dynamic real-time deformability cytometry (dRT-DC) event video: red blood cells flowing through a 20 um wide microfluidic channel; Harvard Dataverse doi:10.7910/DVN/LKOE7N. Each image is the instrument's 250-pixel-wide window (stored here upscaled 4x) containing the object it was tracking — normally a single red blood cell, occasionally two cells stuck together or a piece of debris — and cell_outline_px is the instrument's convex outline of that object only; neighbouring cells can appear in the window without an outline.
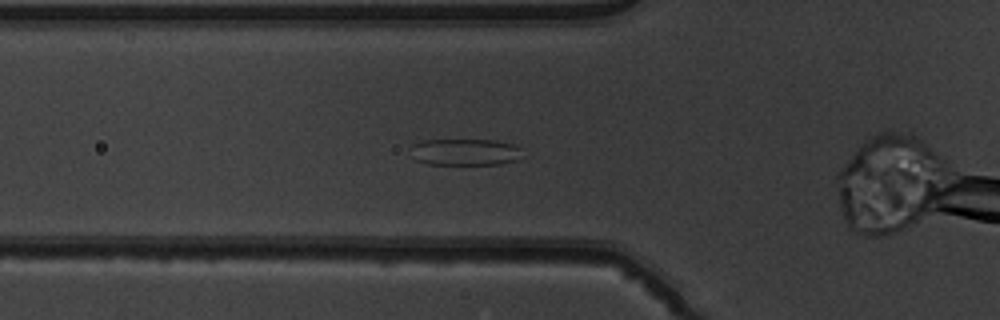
{"species": "common noctule bat (a hibernating species)", "species_latin": "Nyctalus noctula", "temperature_condition": "warm", "stored_images_in_passage": 7, "camera_frame_rate_fps": 3000, "um_per_image_px": 0.085, "animal": {"sex": "male", "body_mass_g": 19.5, "forearm_length_mm": 54.6}, "frame": {"image": 1, "passage_image": 2, "time_ms": 0.333, "image_size_px": [1000, 320], "cell_outline_px": [[520, 148], [516, 160], [500, 164], [428, 164], [416, 160], [408, 148], [412, 144], [420, 140], [496, 140], [516, 144]], "centroid_in_image_um": [39.46, 12.91], "position_along_channel_um": 86.3, "area_um2": 17.4}}